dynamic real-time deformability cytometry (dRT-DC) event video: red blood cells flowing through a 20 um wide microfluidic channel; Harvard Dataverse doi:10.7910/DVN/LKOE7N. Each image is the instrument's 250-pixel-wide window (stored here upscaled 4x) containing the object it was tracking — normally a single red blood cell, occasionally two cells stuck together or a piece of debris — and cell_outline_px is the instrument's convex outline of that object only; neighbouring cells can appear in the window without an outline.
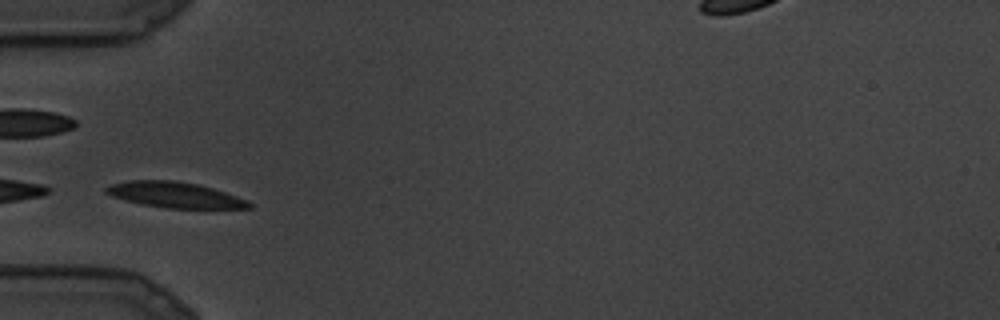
{"species": "common noctule bat (a hibernating species)", "species_latin": "Nyctalus noctula", "temperature_condition": "cold", "stored_images_in_passage": 4, "camera_frame_rate_fps": 3000, "um_per_image_px": 0.085, "animal": {"sex": "male", "body_mass_g": 19.5, "forearm_length_mm": 54.6}, "frame": {"image": 1, "passage_image": 1, "time_ms": 0.0, "image_size_px": [1000, 320], "cell_outline_px": [[252, 208], [168, 208], [144, 204], [112, 196], [104, 192], [104, 188], [112, 184], [128, 180], [176, 180], [200, 184], [248, 200], [252, 204]], "centroid_in_image_um": [14.88, 16.55], "position_along_channel_um": 70.1, "area_um2": 21.21}}